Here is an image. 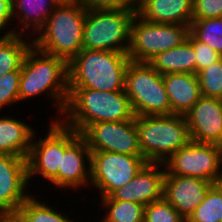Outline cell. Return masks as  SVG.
<instances>
[{
    "label": "cell",
    "instance_id": "25",
    "mask_svg": "<svg viewBox=\"0 0 222 222\" xmlns=\"http://www.w3.org/2000/svg\"><path fill=\"white\" fill-rule=\"evenodd\" d=\"M187 222H222V182L213 184Z\"/></svg>",
    "mask_w": 222,
    "mask_h": 222
},
{
    "label": "cell",
    "instance_id": "18",
    "mask_svg": "<svg viewBox=\"0 0 222 222\" xmlns=\"http://www.w3.org/2000/svg\"><path fill=\"white\" fill-rule=\"evenodd\" d=\"M137 15L156 24H179L190 27L193 0H137Z\"/></svg>",
    "mask_w": 222,
    "mask_h": 222
},
{
    "label": "cell",
    "instance_id": "26",
    "mask_svg": "<svg viewBox=\"0 0 222 222\" xmlns=\"http://www.w3.org/2000/svg\"><path fill=\"white\" fill-rule=\"evenodd\" d=\"M107 214L100 222H144L145 206L136 202L101 200Z\"/></svg>",
    "mask_w": 222,
    "mask_h": 222
},
{
    "label": "cell",
    "instance_id": "8",
    "mask_svg": "<svg viewBox=\"0 0 222 222\" xmlns=\"http://www.w3.org/2000/svg\"><path fill=\"white\" fill-rule=\"evenodd\" d=\"M49 126L48 134L43 139L38 138L37 133L33 135L26 158L29 182L33 176L39 174L47 182H50L58 174L62 154L80 136L79 133L65 126L60 120L54 121V117Z\"/></svg>",
    "mask_w": 222,
    "mask_h": 222
},
{
    "label": "cell",
    "instance_id": "4",
    "mask_svg": "<svg viewBox=\"0 0 222 222\" xmlns=\"http://www.w3.org/2000/svg\"><path fill=\"white\" fill-rule=\"evenodd\" d=\"M85 16L86 8L78 1L59 3L38 31V38L32 40V45L69 63L83 49Z\"/></svg>",
    "mask_w": 222,
    "mask_h": 222
},
{
    "label": "cell",
    "instance_id": "2",
    "mask_svg": "<svg viewBox=\"0 0 222 222\" xmlns=\"http://www.w3.org/2000/svg\"><path fill=\"white\" fill-rule=\"evenodd\" d=\"M62 117L69 96L68 63L46 54L33 45L27 51L20 71L19 101L46 93Z\"/></svg>",
    "mask_w": 222,
    "mask_h": 222
},
{
    "label": "cell",
    "instance_id": "11",
    "mask_svg": "<svg viewBox=\"0 0 222 222\" xmlns=\"http://www.w3.org/2000/svg\"><path fill=\"white\" fill-rule=\"evenodd\" d=\"M148 162L142 155L91 151L90 186L99 189L101 198L129 183Z\"/></svg>",
    "mask_w": 222,
    "mask_h": 222
},
{
    "label": "cell",
    "instance_id": "12",
    "mask_svg": "<svg viewBox=\"0 0 222 222\" xmlns=\"http://www.w3.org/2000/svg\"><path fill=\"white\" fill-rule=\"evenodd\" d=\"M80 136L91 151H107L142 155L135 118L127 121H106L88 125Z\"/></svg>",
    "mask_w": 222,
    "mask_h": 222
},
{
    "label": "cell",
    "instance_id": "33",
    "mask_svg": "<svg viewBox=\"0 0 222 222\" xmlns=\"http://www.w3.org/2000/svg\"><path fill=\"white\" fill-rule=\"evenodd\" d=\"M88 9L136 8L135 0H76Z\"/></svg>",
    "mask_w": 222,
    "mask_h": 222
},
{
    "label": "cell",
    "instance_id": "28",
    "mask_svg": "<svg viewBox=\"0 0 222 222\" xmlns=\"http://www.w3.org/2000/svg\"><path fill=\"white\" fill-rule=\"evenodd\" d=\"M201 95L222 99V57L197 73Z\"/></svg>",
    "mask_w": 222,
    "mask_h": 222
},
{
    "label": "cell",
    "instance_id": "35",
    "mask_svg": "<svg viewBox=\"0 0 222 222\" xmlns=\"http://www.w3.org/2000/svg\"><path fill=\"white\" fill-rule=\"evenodd\" d=\"M0 222H23L16 214L0 215Z\"/></svg>",
    "mask_w": 222,
    "mask_h": 222
},
{
    "label": "cell",
    "instance_id": "21",
    "mask_svg": "<svg viewBox=\"0 0 222 222\" xmlns=\"http://www.w3.org/2000/svg\"><path fill=\"white\" fill-rule=\"evenodd\" d=\"M148 63L161 75L196 74V57L192 43L186 39L180 46L156 54Z\"/></svg>",
    "mask_w": 222,
    "mask_h": 222
},
{
    "label": "cell",
    "instance_id": "24",
    "mask_svg": "<svg viewBox=\"0 0 222 222\" xmlns=\"http://www.w3.org/2000/svg\"><path fill=\"white\" fill-rule=\"evenodd\" d=\"M57 211L52 206H48L45 201L41 202L31 195L15 214L23 222H74L67 214Z\"/></svg>",
    "mask_w": 222,
    "mask_h": 222
},
{
    "label": "cell",
    "instance_id": "20",
    "mask_svg": "<svg viewBox=\"0 0 222 222\" xmlns=\"http://www.w3.org/2000/svg\"><path fill=\"white\" fill-rule=\"evenodd\" d=\"M28 125L15 117H0V154L27 158L35 133Z\"/></svg>",
    "mask_w": 222,
    "mask_h": 222
},
{
    "label": "cell",
    "instance_id": "15",
    "mask_svg": "<svg viewBox=\"0 0 222 222\" xmlns=\"http://www.w3.org/2000/svg\"><path fill=\"white\" fill-rule=\"evenodd\" d=\"M165 173L163 163H147L129 183L114 191L109 197L101 198V200L130 201L144 206L158 201L163 198Z\"/></svg>",
    "mask_w": 222,
    "mask_h": 222
},
{
    "label": "cell",
    "instance_id": "30",
    "mask_svg": "<svg viewBox=\"0 0 222 222\" xmlns=\"http://www.w3.org/2000/svg\"><path fill=\"white\" fill-rule=\"evenodd\" d=\"M20 71L6 73L0 78V109L19 102Z\"/></svg>",
    "mask_w": 222,
    "mask_h": 222
},
{
    "label": "cell",
    "instance_id": "13",
    "mask_svg": "<svg viewBox=\"0 0 222 222\" xmlns=\"http://www.w3.org/2000/svg\"><path fill=\"white\" fill-rule=\"evenodd\" d=\"M28 184L26 158L0 154V215L16 213L31 196Z\"/></svg>",
    "mask_w": 222,
    "mask_h": 222
},
{
    "label": "cell",
    "instance_id": "3",
    "mask_svg": "<svg viewBox=\"0 0 222 222\" xmlns=\"http://www.w3.org/2000/svg\"><path fill=\"white\" fill-rule=\"evenodd\" d=\"M127 53L82 49L68 63V87L124 91Z\"/></svg>",
    "mask_w": 222,
    "mask_h": 222
},
{
    "label": "cell",
    "instance_id": "7",
    "mask_svg": "<svg viewBox=\"0 0 222 222\" xmlns=\"http://www.w3.org/2000/svg\"><path fill=\"white\" fill-rule=\"evenodd\" d=\"M124 92L135 116L172 115L162 75L148 62H129Z\"/></svg>",
    "mask_w": 222,
    "mask_h": 222
},
{
    "label": "cell",
    "instance_id": "17",
    "mask_svg": "<svg viewBox=\"0 0 222 222\" xmlns=\"http://www.w3.org/2000/svg\"><path fill=\"white\" fill-rule=\"evenodd\" d=\"M90 180L91 150L86 141L79 136L62 154L61 167L50 182L57 188L77 189L90 186Z\"/></svg>",
    "mask_w": 222,
    "mask_h": 222
},
{
    "label": "cell",
    "instance_id": "22",
    "mask_svg": "<svg viewBox=\"0 0 222 222\" xmlns=\"http://www.w3.org/2000/svg\"><path fill=\"white\" fill-rule=\"evenodd\" d=\"M58 4L57 0H12L13 20L17 17L21 24L16 34L24 35L31 27L38 32Z\"/></svg>",
    "mask_w": 222,
    "mask_h": 222
},
{
    "label": "cell",
    "instance_id": "36",
    "mask_svg": "<svg viewBox=\"0 0 222 222\" xmlns=\"http://www.w3.org/2000/svg\"><path fill=\"white\" fill-rule=\"evenodd\" d=\"M59 3H70V2H74L76 0H57Z\"/></svg>",
    "mask_w": 222,
    "mask_h": 222
},
{
    "label": "cell",
    "instance_id": "31",
    "mask_svg": "<svg viewBox=\"0 0 222 222\" xmlns=\"http://www.w3.org/2000/svg\"><path fill=\"white\" fill-rule=\"evenodd\" d=\"M187 39L192 43L196 57V74L218 61L222 56L205 43L198 41L190 32Z\"/></svg>",
    "mask_w": 222,
    "mask_h": 222
},
{
    "label": "cell",
    "instance_id": "14",
    "mask_svg": "<svg viewBox=\"0 0 222 222\" xmlns=\"http://www.w3.org/2000/svg\"><path fill=\"white\" fill-rule=\"evenodd\" d=\"M184 116L191 141L222 146V99L202 96Z\"/></svg>",
    "mask_w": 222,
    "mask_h": 222
},
{
    "label": "cell",
    "instance_id": "6",
    "mask_svg": "<svg viewBox=\"0 0 222 222\" xmlns=\"http://www.w3.org/2000/svg\"><path fill=\"white\" fill-rule=\"evenodd\" d=\"M136 14V8L86 10L83 49L127 53Z\"/></svg>",
    "mask_w": 222,
    "mask_h": 222
},
{
    "label": "cell",
    "instance_id": "34",
    "mask_svg": "<svg viewBox=\"0 0 222 222\" xmlns=\"http://www.w3.org/2000/svg\"><path fill=\"white\" fill-rule=\"evenodd\" d=\"M13 14H12V0H0V34L3 35H13L16 34L17 28L8 27L9 30H5L6 32H2L5 26H10L9 22L12 21Z\"/></svg>",
    "mask_w": 222,
    "mask_h": 222
},
{
    "label": "cell",
    "instance_id": "27",
    "mask_svg": "<svg viewBox=\"0 0 222 222\" xmlns=\"http://www.w3.org/2000/svg\"><path fill=\"white\" fill-rule=\"evenodd\" d=\"M189 32L222 56V17L192 19Z\"/></svg>",
    "mask_w": 222,
    "mask_h": 222
},
{
    "label": "cell",
    "instance_id": "5",
    "mask_svg": "<svg viewBox=\"0 0 222 222\" xmlns=\"http://www.w3.org/2000/svg\"><path fill=\"white\" fill-rule=\"evenodd\" d=\"M139 148L148 163H164L190 141L183 115L135 116Z\"/></svg>",
    "mask_w": 222,
    "mask_h": 222
},
{
    "label": "cell",
    "instance_id": "32",
    "mask_svg": "<svg viewBox=\"0 0 222 222\" xmlns=\"http://www.w3.org/2000/svg\"><path fill=\"white\" fill-rule=\"evenodd\" d=\"M222 17V0H193V19Z\"/></svg>",
    "mask_w": 222,
    "mask_h": 222
},
{
    "label": "cell",
    "instance_id": "23",
    "mask_svg": "<svg viewBox=\"0 0 222 222\" xmlns=\"http://www.w3.org/2000/svg\"><path fill=\"white\" fill-rule=\"evenodd\" d=\"M22 36L20 34L0 36V78L6 73L21 71L23 59L32 46V41L26 42Z\"/></svg>",
    "mask_w": 222,
    "mask_h": 222
},
{
    "label": "cell",
    "instance_id": "29",
    "mask_svg": "<svg viewBox=\"0 0 222 222\" xmlns=\"http://www.w3.org/2000/svg\"><path fill=\"white\" fill-rule=\"evenodd\" d=\"M185 218L164 198L145 206L144 222H185Z\"/></svg>",
    "mask_w": 222,
    "mask_h": 222
},
{
    "label": "cell",
    "instance_id": "16",
    "mask_svg": "<svg viewBox=\"0 0 222 222\" xmlns=\"http://www.w3.org/2000/svg\"><path fill=\"white\" fill-rule=\"evenodd\" d=\"M212 185L202 178L165 174L163 198L187 220Z\"/></svg>",
    "mask_w": 222,
    "mask_h": 222
},
{
    "label": "cell",
    "instance_id": "19",
    "mask_svg": "<svg viewBox=\"0 0 222 222\" xmlns=\"http://www.w3.org/2000/svg\"><path fill=\"white\" fill-rule=\"evenodd\" d=\"M172 115H185L202 97L197 74L168 73L162 75Z\"/></svg>",
    "mask_w": 222,
    "mask_h": 222
},
{
    "label": "cell",
    "instance_id": "1",
    "mask_svg": "<svg viewBox=\"0 0 222 222\" xmlns=\"http://www.w3.org/2000/svg\"><path fill=\"white\" fill-rule=\"evenodd\" d=\"M134 118L130 99L124 91L106 92L90 88H69L62 117L59 119L56 117L55 120H60L65 126L80 134L90 124L127 121Z\"/></svg>",
    "mask_w": 222,
    "mask_h": 222
},
{
    "label": "cell",
    "instance_id": "10",
    "mask_svg": "<svg viewBox=\"0 0 222 222\" xmlns=\"http://www.w3.org/2000/svg\"><path fill=\"white\" fill-rule=\"evenodd\" d=\"M165 174L202 178L212 184L222 182V146L190 141L164 163Z\"/></svg>",
    "mask_w": 222,
    "mask_h": 222
},
{
    "label": "cell",
    "instance_id": "9",
    "mask_svg": "<svg viewBox=\"0 0 222 222\" xmlns=\"http://www.w3.org/2000/svg\"><path fill=\"white\" fill-rule=\"evenodd\" d=\"M188 34V25L151 23L136 14L127 54L133 62H148L156 54L180 46Z\"/></svg>",
    "mask_w": 222,
    "mask_h": 222
}]
</instances>
